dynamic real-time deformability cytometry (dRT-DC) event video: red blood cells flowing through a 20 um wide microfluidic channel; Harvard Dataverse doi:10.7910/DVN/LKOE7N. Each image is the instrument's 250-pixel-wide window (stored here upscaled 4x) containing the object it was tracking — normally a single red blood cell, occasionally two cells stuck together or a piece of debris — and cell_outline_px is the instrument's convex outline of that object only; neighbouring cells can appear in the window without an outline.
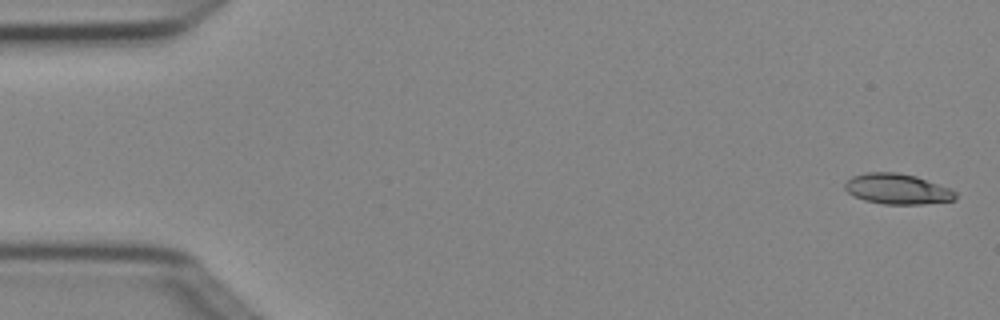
{"species": "Egyptian fruit bat (a non-hibernating species)", "species_latin": "Rousettus aegyptiacus", "temperature_condition": "cold", "stored_images_in_passage": 4, "camera_frame_rate_fps": 3000, "um_per_image_px": 0.085, "animal": {"sex": "female"}, "frame": {"image": 1, "passage_image": 1, "time_ms": 0.0, "image_size_px": [1000, 320], "cell_outline_px": [[956, 200], [920, 204], [884, 204], [864, 200], [848, 192], [844, 188], [844, 184], [852, 176], [868, 172], [896, 172], [916, 176], [948, 188], [956, 192]], "centroid_in_image_um": [76.26, 16.06], "position_along_channel_um": 8.7, "area_um2": 19.42}}
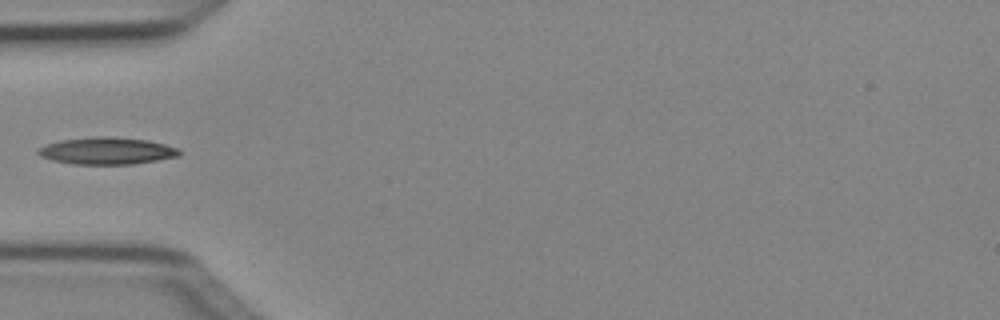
{"frame": {"image": 2, "passage_image": 4, "time_ms": 1.0, "image_size_px": [1000, 320], "cell_outline_px": [[180, 156], [132, 164], [72, 164], [52, 160], [40, 156], [36, 152], [36, 148], [60, 140], [96, 136], [104, 136], [148, 140], [164, 144], [176, 148], [180, 152]], "centroid_in_image_um": [9.03, 12.82], "position_along_channel_um": 76.0, "area_um2": 22.14}}